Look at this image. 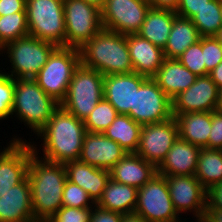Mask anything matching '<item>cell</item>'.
I'll return each mask as SVG.
<instances>
[{
    "label": "cell",
    "instance_id": "1",
    "mask_svg": "<svg viewBox=\"0 0 222 222\" xmlns=\"http://www.w3.org/2000/svg\"><path fill=\"white\" fill-rule=\"evenodd\" d=\"M84 121L64 110L61 106L53 113L45 127L36 135V141L41 139L40 147L37 143H30L35 153L47 161L65 164L79 160L85 134ZM37 144V145H35ZM39 149H41L39 151ZM43 155V156H42Z\"/></svg>",
    "mask_w": 222,
    "mask_h": 222
},
{
    "label": "cell",
    "instance_id": "2",
    "mask_svg": "<svg viewBox=\"0 0 222 222\" xmlns=\"http://www.w3.org/2000/svg\"><path fill=\"white\" fill-rule=\"evenodd\" d=\"M39 155L35 152L30 155L27 177L34 218L45 222L62 207L67 173L64 164L47 161Z\"/></svg>",
    "mask_w": 222,
    "mask_h": 222
},
{
    "label": "cell",
    "instance_id": "3",
    "mask_svg": "<svg viewBox=\"0 0 222 222\" xmlns=\"http://www.w3.org/2000/svg\"><path fill=\"white\" fill-rule=\"evenodd\" d=\"M78 50L80 64L104 76L134 72L127 35L102 29Z\"/></svg>",
    "mask_w": 222,
    "mask_h": 222
},
{
    "label": "cell",
    "instance_id": "4",
    "mask_svg": "<svg viewBox=\"0 0 222 222\" xmlns=\"http://www.w3.org/2000/svg\"><path fill=\"white\" fill-rule=\"evenodd\" d=\"M60 107L47 95L34 79H15L14 104L11 118L31 129L35 136L45 127L53 113ZM23 122V123H22Z\"/></svg>",
    "mask_w": 222,
    "mask_h": 222
},
{
    "label": "cell",
    "instance_id": "5",
    "mask_svg": "<svg viewBox=\"0 0 222 222\" xmlns=\"http://www.w3.org/2000/svg\"><path fill=\"white\" fill-rule=\"evenodd\" d=\"M56 48L54 44L30 35L12 41L0 49V57L4 56L1 61L6 59L3 63L8 61L11 66L6 68L8 72L3 70L14 79H33Z\"/></svg>",
    "mask_w": 222,
    "mask_h": 222
},
{
    "label": "cell",
    "instance_id": "6",
    "mask_svg": "<svg viewBox=\"0 0 222 222\" xmlns=\"http://www.w3.org/2000/svg\"><path fill=\"white\" fill-rule=\"evenodd\" d=\"M104 97V75L81 64L75 69L60 106L84 121Z\"/></svg>",
    "mask_w": 222,
    "mask_h": 222
},
{
    "label": "cell",
    "instance_id": "7",
    "mask_svg": "<svg viewBox=\"0 0 222 222\" xmlns=\"http://www.w3.org/2000/svg\"><path fill=\"white\" fill-rule=\"evenodd\" d=\"M64 0H27L29 35L65 47Z\"/></svg>",
    "mask_w": 222,
    "mask_h": 222
},
{
    "label": "cell",
    "instance_id": "8",
    "mask_svg": "<svg viewBox=\"0 0 222 222\" xmlns=\"http://www.w3.org/2000/svg\"><path fill=\"white\" fill-rule=\"evenodd\" d=\"M79 64L77 48L57 47L33 79L47 95L61 103L66 98L72 75Z\"/></svg>",
    "mask_w": 222,
    "mask_h": 222
},
{
    "label": "cell",
    "instance_id": "9",
    "mask_svg": "<svg viewBox=\"0 0 222 222\" xmlns=\"http://www.w3.org/2000/svg\"><path fill=\"white\" fill-rule=\"evenodd\" d=\"M135 212L143 216L148 222L190 221L179 216L176 212L165 176L159 173L138 189Z\"/></svg>",
    "mask_w": 222,
    "mask_h": 222
},
{
    "label": "cell",
    "instance_id": "10",
    "mask_svg": "<svg viewBox=\"0 0 222 222\" xmlns=\"http://www.w3.org/2000/svg\"><path fill=\"white\" fill-rule=\"evenodd\" d=\"M65 47L79 49L103 29L101 11L83 0H64Z\"/></svg>",
    "mask_w": 222,
    "mask_h": 222
},
{
    "label": "cell",
    "instance_id": "11",
    "mask_svg": "<svg viewBox=\"0 0 222 222\" xmlns=\"http://www.w3.org/2000/svg\"><path fill=\"white\" fill-rule=\"evenodd\" d=\"M150 8L147 0H106L101 10L103 29L123 35L137 34Z\"/></svg>",
    "mask_w": 222,
    "mask_h": 222
},
{
    "label": "cell",
    "instance_id": "12",
    "mask_svg": "<svg viewBox=\"0 0 222 222\" xmlns=\"http://www.w3.org/2000/svg\"><path fill=\"white\" fill-rule=\"evenodd\" d=\"M129 116L140 125L166 121L173 117L172 100L152 78H148L135 91L134 109H130Z\"/></svg>",
    "mask_w": 222,
    "mask_h": 222
},
{
    "label": "cell",
    "instance_id": "13",
    "mask_svg": "<svg viewBox=\"0 0 222 222\" xmlns=\"http://www.w3.org/2000/svg\"><path fill=\"white\" fill-rule=\"evenodd\" d=\"M23 137V138H22ZM14 136L0 149V198L10 188L21 183L28 173L33 147L23 136Z\"/></svg>",
    "mask_w": 222,
    "mask_h": 222
},
{
    "label": "cell",
    "instance_id": "14",
    "mask_svg": "<svg viewBox=\"0 0 222 222\" xmlns=\"http://www.w3.org/2000/svg\"><path fill=\"white\" fill-rule=\"evenodd\" d=\"M165 179L178 215L183 216L185 214L187 217V215L192 214L194 221L200 222L204 215L207 196V190L200 181L194 175H170L165 176Z\"/></svg>",
    "mask_w": 222,
    "mask_h": 222
},
{
    "label": "cell",
    "instance_id": "15",
    "mask_svg": "<svg viewBox=\"0 0 222 222\" xmlns=\"http://www.w3.org/2000/svg\"><path fill=\"white\" fill-rule=\"evenodd\" d=\"M178 137V124L174 117L163 122L142 125L136 153L158 167Z\"/></svg>",
    "mask_w": 222,
    "mask_h": 222
},
{
    "label": "cell",
    "instance_id": "16",
    "mask_svg": "<svg viewBox=\"0 0 222 222\" xmlns=\"http://www.w3.org/2000/svg\"><path fill=\"white\" fill-rule=\"evenodd\" d=\"M218 90L209 75L197 77L188 89L172 99V115L213 112L217 108Z\"/></svg>",
    "mask_w": 222,
    "mask_h": 222
},
{
    "label": "cell",
    "instance_id": "17",
    "mask_svg": "<svg viewBox=\"0 0 222 222\" xmlns=\"http://www.w3.org/2000/svg\"><path fill=\"white\" fill-rule=\"evenodd\" d=\"M127 152L103 133L85 134L79 160L88 165L110 170Z\"/></svg>",
    "mask_w": 222,
    "mask_h": 222
},
{
    "label": "cell",
    "instance_id": "18",
    "mask_svg": "<svg viewBox=\"0 0 222 222\" xmlns=\"http://www.w3.org/2000/svg\"><path fill=\"white\" fill-rule=\"evenodd\" d=\"M136 72L104 76V98L119 114L129 115L134 109L135 91L147 80Z\"/></svg>",
    "mask_w": 222,
    "mask_h": 222
},
{
    "label": "cell",
    "instance_id": "19",
    "mask_svg": "<svg viewBox=\"0 0 222 222\" xmlns=\"http://www.w3.org/2000/svg\"><path fill=\"white\" fill-rule=\"evenodd\" d=\"M0 222H37L33 214L28 177L1 195Z\"/></svg>",
    "mask_w": 222,
    "mask_h": 222
},
{
    "label": "cell",
    "instance_id": "20",
    "mask_svg": "<svg viewBox=\"0 0 222 222\" xmlns=\"http://www.w3.org/2000/svg\"><path fill=\"white\" fill-rule=\"evenodd\" d=\"M134 72L152 78L165 60L164 50L138 34L127 35Z\"/></svg>",
    "mask_w": 222,
    "mask_h": 222
},
{
    "label": "cell",
    "instance_id": "21",
    "mask_svg": "<svg viewBox=\"0 0 222 222\" xmlns=\"http://www.w3.org/2000/svg\"><path fill=\"white\" fill-rule=\"evenodd\" d=\"M201 148L184 141L179 137L173 143L165 159L157 167V173L163 176L170 175H194Z\"/></svg>",
    "mask_w": 222,
    "mask_h": 222
},
{
    "label": "cell",
    "instance_id": "22",
    "mask_svg": "<svg viewBox=\"0 0 222 222\" xmlns=\"http://www.w3.org/2000/svg\"><path fill=\"white\" fill-rule=\"evenodd\" d=\"M109 172L115 182L139 189L157 174V167L137 153H127Z\"/></svg>",
    "mask_w": 222,
    "mask_h": 222
},
{
    "label": "cell",
    "instance_id": "23",
    "mask_svg": "<svg viewBox=\"0 0 222 222\" xmlns=\"http://www.w3.org/2000/svg\"><path fill=\"white\" fill-rule=\"evenodd\" d=\"M64 165L67 179L83 188L96 204L110 179L109 170L88 165L80 160L69 161Z\"/></svg>",
    "mask_w": 222,
    "mask_h": 222
},
{
    "label": "cell",
    "instance_id": "24",
    "mask_svg": "<svg viewBox=\"0 0 222 222\" xmlns=\"http://www.w3.org/2000/svg\"><path fill=\"white\" fill-rule=\"evenodd\" d=\"M178 59L165 58L158 72L152 79L172 100L188 89L197 79Z\"/></svg>",
    "mask_w": 222,
    "mask_h": 222
},
{
    "label": "cell",
    "instance_id": "25",
    "mask_svg": "<svg viewBox=\"0 0 222 222\" xmlns=\"http://www.w3.org/2000/svg\"><path fill=\"white\" fill-rule=\"evenodd\" d=\"M178 124L179 138L206 148L211 132V112H189L173 115Z\"/></svg>",
    "mask_w": 222,
    "mask_h": 222
},
{
    "label": "cell",
    "instance_id": "26",
    "mask_svg": "<svg viewBox=\"0 0 222 222\" xmlns=\"http://www.w3.org/2000/svg\"><path fill=\"white\" fill-rule=\"evenodd\" d=\"M176 16L174 10L150 8L137 34L164 49Z\"/></svg>",
    "mask_w": 222,
    "mask_h": 222
},
{
    "label": "cell",
    "instance_id": "27",
    "mask_svg": "<svg viewBox=\"0 0 222 222\" xmlns=\"http://www.w3.org/2000/svg\"><path fill=\"white\" fill-rule=\"evenodd\" d=\"M137 194L136 187L115 182L110 178L96 205L121 214L135 212Z\"/></svg>",
    "mask_w": 222,
    "mask_h": 222
},
{
    "label": "cell",
    "instance_id": "28",
    "mask_svg": "<svg viewBox=\"0 0 222 222\" xmlns=\"http://www.w3.org/2000/svg\"><path fill=\"white\" fill-rule=\"evenodd\" d=\"M201 36L191 19L176 16L165 45V58L177 59L188 47L197 43Z\"/></svg>",
    "mask_w": 222,
    "mask_h": 222
},
{
    "label": "cell",
    "instance_id": "29",
    "mask_svg": "<svg viewBox=\"0 0 222 222\" xmlns=\"http://www.w3.org/2000/svg\"><path fill=\"white\" fill-rule=\"evenodd\" d=\"M142 125L129 115L118 114L103 134L117 142L127 153H136L140 142Z\"/></svg>",
    "mask_w": 222,
    "mask_h": 222
},
{
    "label": "cell",
    "instance_id": "30",
    "mask_svg": "<svg viewBox=\"0 0 222 222\" xmlns=\"http://www.w3.org/2000/svg\"><path fill=\"white\" fill-rule=\"evenodd\" d=\"M194 176L207 190L222 181V149L202 148L199 152Z\"/></svg>",
    "mask_w": 222,
    "mask_h": 222
},
{
    "label": "cell",
    "instance_id": "31",
    "mask_svg": "<svg viewBox=\"0 0 222 222\" xmlns=\"http://www.w3.org/2000/svg\"><path fill=\"white\" fill-rule=\"evenodd\" d=\"M191 21L201 37L215 36L222 28V0H211Z\"/></svg>",
    "mask_w": 222,
    "mask_h": 222
},
{
    "label": "cell",
    "instance_id": "32",
    "mask_svg": "<svg viewBox=\"0 0 222 222\" xmlns=\"http://www.w3.org/2000/svg\"><path fill=\"white\" fill-rule=\"evenodd\" d=\"M29 35L26 12L0 16V49L6 44Z\"/></svg>",
    "mask_w": 222,
    "mask_h": 222
},
{
    "label": "cell",
    "instance_id": "33",
    "mask_svg": "<svg viewBox=\"0 0 222 222\" xmlns=\"http://www.w3.org/2000/svg\"><path fill=\"white\" fill-rule=\"evenodd\" d=\"M118 114L114 106L103 97L84 120L86 131L103 133Z\"/></svg>",
    "mask_w": 222,
    "mask_h": 222
},
{
    "label": "cell",
    "instance_id": "34",
    "mask_svg": "<svg viewBox=\"0 0 222 222\" xmlns=\"http://www.w3.org/2000/svg\"><path fill=\"white\" fill-rule=\"evenodd\" d=\"M0 68V122L9 120L14 104L15 79Z\"/></svg>",
    "mask_w": 222,
    "mask_h": 222
},
{
    "label": "cell",
    "instance_id": "35",
    "mask_svg": "<svg viewBox=\"0 0 222 222\" xmlns=\"http://www.w3.org/2000/svg\"><path fill=\"white\" fill-rule=\"evenodd\" d=\"M177 59L196 76H206V66L202 54V37L197 43L188 47Z\"/></svg>",
    "mask_w": 222,
    "mask_h": 222
},
{
    "label": "cell",
    "instance_id": "36",
    "mask_svg": "<svg viewBox=\"0 0 222 222\" xmlns=\"http://www.w3.org/2000/svg\"><path fill=\"white\" fill-rule=\"evenodd\" d=\"M95 205L96 204L83 188L67 179L63 189L62 206L90 208L94 207Z\"/></svg>",
    "mask_w": 222,
    "mask_h": 222
},
{
    "label": "cell",
    "instance_id": "37",
    "mask_svg": "<svg viewBox=\"0 0 222 222\" xmlns=\"http://www.w3.org/2000/svg\"><path fill=\"white\" fill-rule=\"evenodd\" d=\"M202 54L206 66V75L222 62V45L215 36L202 37Z\"/></svg>",
    "mask_w": 222,
    "mask_h": 222
},
{
    "label": "cell",
    "instance_id": "38",
    "mask_svg": "<svg viewBox=\"0 0 222 222\" xmlns=\"http://www.w3.org/2000/svg\"><path fill=\"white\" fill-rule=\"evenodd\" d=\"M93 207L74 208L62 206L45 222H90Z\"/></svg>",
    "mask_w": 222,
    "mask_h": 222
},
{
    "label": "cell",
    "instance_id": "39",
    "mask_svg": "<svg viewBox=\"0 0 222 222\" xmlns=\"http://www.w3.org/2000/svg\"><path fill=\"white\" fill-rule=\"evenodd\" d=\"M207 149H222V112H211V132L209 134Z\"/></svg>",
    "mask_w": 222,
    "mask_h": 222
},
{
    "label": "cell",
    "instance_id": "40",
    "mask_svg": "<svg viewBox=\"0 0 222 222\" xmlns=\"http://www.w3.org/2000/svg\"><path fill=\"white\" fill-rule=\"evenodd\" d=\"M210 1L211 0H179L175 12L177 16L191 19L197 11L205 7Z\"/></svg>",
    "mask_w": 222,
    "mask_h": 222
},
{
    "label": "cell",
    "instance_id": "41",
    "mask_svg": "<svg viewBox=\"0 0 222 222\" xmlns=\"http://www.w3.org/2000/svg\"><path fill=\"white\" fill-rule=\"evenodd\" d=\"M122 215L119 212L105 210L95 205L91 213L90 222H121Z\"/></svg>",
    "mask_w": 222,
    "mask_h": 222
},
{
    "label": "cell",
    "instance_id": "42",
    "mask_svg": "<svg viewBox=\"0 0 222 222\" xmlns=\"http://www.w3.org/2000/svg\"><path fill=\"white\" fill-rule=\"evenodd\" d=\"M27 0H0V16L16 12H26Z\"/></svg>",
    "mask_w": 222,
    "mask_h": 222
},
{
    "label": "cell",
    "instance_id": "43",
    "mask_svg": "<svg viewBox=\"0 0 222 222\" xmlns=\"http://www.w3.org/2000/svg\"><path fill=\"white\" fill-rule=\"evenodd\" d=\"M206 206L222 209V181L207 189Z\"/></svg>",
    "mask_w": 222,
    "mask_h": 222
},
{
    "label": "cell",
    "instance_id": "44",
    "mask_svg": "<svg viewBox=\"0 0 222 222\" xmlns=\"http://www.w3.org/2000/svg\"><path fill=\"white\" fill-rule=\"evenodd\" d=\"M200 222H222V209L206 206Z\"/></svg>",
    "mask_w": 222,
    "mask_h": 222
},
{
    "label": "cell",
    "instance_id": "45",
    "mask_svg": "<svg viewBox=\"0 0 222 222\" xmlns=\"http://www.w3.org/2000/svg\"><path fill=\"white\" fill-rule=\"evenodd\" d=\"M151 8L176 10L179 0H147Z\"/></svg>",
    "mask_w": 222,
    "mask_h": 222
},
{
    "label": "cell",
    "instance_id": "46",
    "mask_svg": "<svg viewBox=\"0 0 222 222\" xmlns=\"http://www.w3.org/2000/svg\"><path fill=\"white\" fill-rule=\"evenodd\" d=\"M211 80L217 85L218 89L222 88V62L209 72Z\"/></svg>",
    "mask_w": 222,
    "mask_h": 222
},
{
    "label": "cell",
    "instance_id": "47",
    "mask_svg": "<svg viewBox=\"0 0 222 222\" xmlns=\"http://www.w3.org/2000/svg\"><path fill=\"white\" fill-rule=\"evenodd\" d=\"M121 222H148V221L138 213L130 212L122 215Z\"/></svg>",
    "mask_w": 222,
    "mask_h": 222
},
{
    "label": "cell",
    "instance_id": "48",
    "mask_svg": "<svg viewBox=\"0 0 222 222\" xmlns=\"http://www.w3.org/2000/svg\"><path fill=\"white\" fill-rule=\"evenodd\" d=\"M83 1H85L87 4L96 7L100 11L103 9L106 3V0H83Z\"/></svg>",
    "mask_w": 222,
    "mask_h": 222
},
{
    "label": "cell",
    "instance_id": "49",
    "mask_svg": "<svg viewBox=\"0 0 222 222\" xmlns=\"http://www.w3.org/2000/svg\"><path fill=\"white\" fill-rule=\"evenodd\" d=\"M216 110L222 112V88L218 90V101Z\"/></svg>",
    "mask_w": 222,
    "mask_h": 222
},
{
    "label": "cell",
    "instance_id": "50",
    "mask_svg": "<svg viewBox=\"0 0 222 222\" xmlns=\"http://www.w3.org/2000/svg\"><path fill=\"white\" fill-rule=\"evenodd\" d=\"M215 38L218 40V42L222 45V28L219 30V32L215 35Z\"/></svg>",
    "mask_w": 222,
    "mask_h": 222
}]
</instances>
